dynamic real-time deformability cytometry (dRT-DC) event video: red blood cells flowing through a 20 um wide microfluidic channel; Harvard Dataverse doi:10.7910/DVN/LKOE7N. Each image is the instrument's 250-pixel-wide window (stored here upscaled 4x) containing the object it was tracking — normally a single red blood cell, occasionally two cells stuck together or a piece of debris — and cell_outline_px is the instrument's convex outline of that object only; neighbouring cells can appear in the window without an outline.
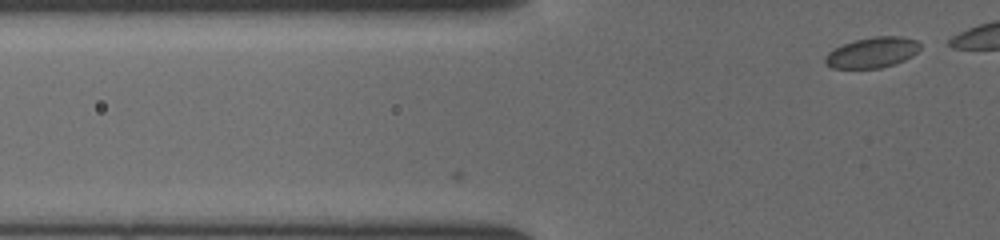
{"species": "common noctule bat (a hibernating species)", "species_latin": "Nyctalus noctula", "temperature_condition": "cold", "stored_images_in_passage": 10, "camera_frame_rate_fps": 3000, "um_per_image_px": 0.085, "animal": {"sex": "female", "body_mass_g": 19.5, "forearm_length_mm": 54.1}, "frame": {"image": 1, "passage_image": 10, "time_ms": 3.0, "image_size_px": [1000, 240], "cell_outline_px": [[920, 48], [912, 56], [904, 60], [880, 68], [832, 68], [824, 64], [824, 56], [828, 52], [844, 44], [856, 40], [872, 36], [900, 36], [916, 40], [920, 44]], "centroid_in_image_um": [74.12, 4.46], "position_along_channel_um": 51.7, "area_um2": 16.82}}